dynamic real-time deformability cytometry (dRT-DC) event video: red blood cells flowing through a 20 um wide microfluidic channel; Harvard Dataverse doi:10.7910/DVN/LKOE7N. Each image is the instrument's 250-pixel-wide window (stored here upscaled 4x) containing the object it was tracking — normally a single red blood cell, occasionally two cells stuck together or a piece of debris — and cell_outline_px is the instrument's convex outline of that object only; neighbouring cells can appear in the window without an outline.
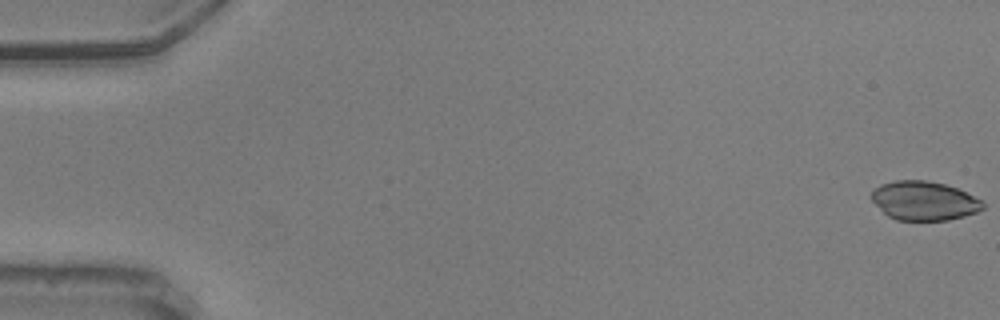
{"species": "common noctule bat (a hibernating species)", "species_latin": "Nyctalus noctula", "temperature_condition": "warm", "stored_images_in_passage": 14, "camera_frame_rate_fps": 3000, "um_per_image_px": 0.085, "animal": {"sex": "male", "body_mass_g": 20.5, "forearm_length_mm": 52.5}, "frame": {"image": 1, "passage_image": 1, "time_ms": 0.0, "image_size_px": [1000, 320], "cell_outline_px": [[984, 208], [976, 212], [964, 216], [948, 220], [896, 220], [888, 216], [872, 200], [872, 192], [880, 184], [896, 180], [924, 180], [944, 184], [956, 188], [984, 200]], "centroid_in_image_um": [78.57, 17.06], "position_along_channel_um": 6.4, "area_um2": 25.2}}